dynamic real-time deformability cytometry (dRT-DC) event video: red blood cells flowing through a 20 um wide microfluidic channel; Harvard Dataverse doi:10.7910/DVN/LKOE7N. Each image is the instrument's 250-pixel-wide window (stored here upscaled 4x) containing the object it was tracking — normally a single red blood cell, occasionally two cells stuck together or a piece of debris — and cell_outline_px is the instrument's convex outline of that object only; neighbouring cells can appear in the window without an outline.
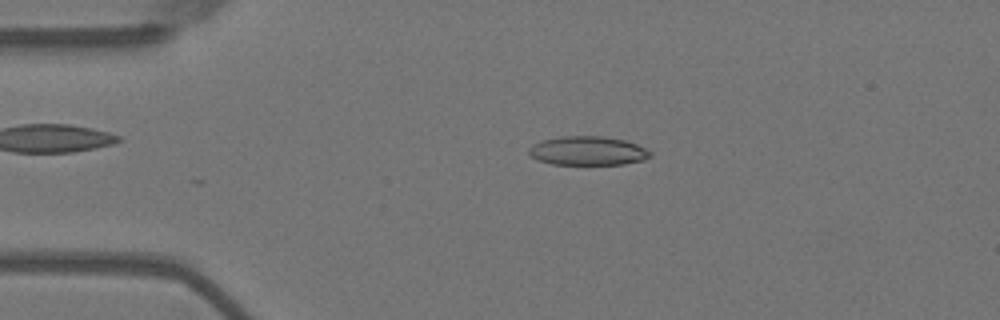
{"species": "Egyptian fruit bat (a non-hibernating species)", "species_latin": "Rousettus aegyptiacus", "temperature_condition": "warm", "stored_images_in_passage": 43, "camera_frame_rate_fps": 3000, "um_per_image_px": 0.085, "animal": {"sex": "female"}, "frame": {"image": 1, "passage_image": 11, "time_ms": 3.333, "image_size_px": [1000, 320], "cell_outline_px": [[652, 156], [644, 160], [624, 164], [552, 164], [540, 160], [532, 156], [528, 152], [528, 148], [532, 144], [544, 140], [560, 136], [600, 136], [624, 140], [636, 144], [652, 152]], "centroid_in_image_um": [49.98, 12.82], "position_along_channel_um": 35.0, "area_um2": 20.35}}
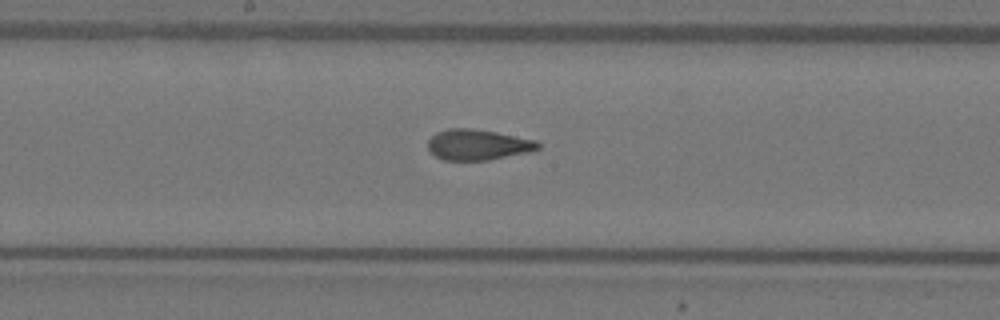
{"frame": {"image": 2, "passage_image": 28, "time_ms": 9.0, "image_size_px": [1000, 320], "cell_outline_px": [[540, 148], [528, 152], [488, 160], [444, 160], [436, 156], [428, 148], [428, 140], [436, 132], [448, 128], [472, 128], [496, 132], [536, 140], [540, 144]], "centroid_in_image_um": [40.61, 12.29], "position_along_channel_um": 207.6, "area_um2": 19.59}}
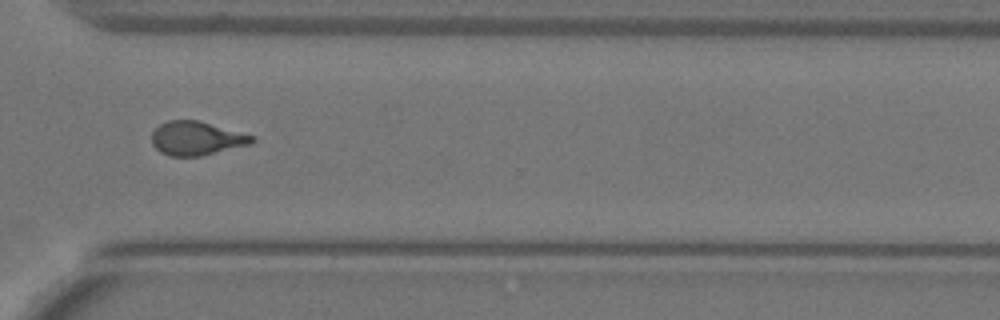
{"frame": {"image": 3, "passage_image": 40, "time_ms": 13.0, "image_size_px": [1000, 320], "cell_outline_px": [[256, 140], [252, 144], [200, 156], [168, 156], [160, 152], [152, 144], [152, 132], [160, 124], [168, 120], [196, 120], [256, 136]], "centroid_in_image_um": [16.71, 11.76], "position_along_channel_um": 353.9, "area_um2": 19.77}, "authors_computed_cell_mechanics": {"area_um2": 20.1144, "velocity_mm_per_s": 3.6667, "shape_relaxation_time_tau1_ms": 6.0027, "shape_relaxation_time_tau2_ms": 1.161, "deformation_change_tau1": 0.2017, "deformation_change_tau2": 0.0939}}